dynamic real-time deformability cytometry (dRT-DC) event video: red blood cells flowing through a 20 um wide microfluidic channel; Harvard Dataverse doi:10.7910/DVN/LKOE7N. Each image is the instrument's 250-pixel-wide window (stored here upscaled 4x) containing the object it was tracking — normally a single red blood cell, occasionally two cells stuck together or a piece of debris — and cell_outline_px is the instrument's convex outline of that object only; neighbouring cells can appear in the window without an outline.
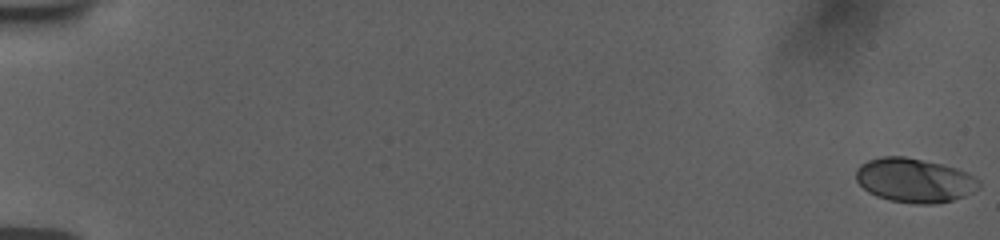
{"species": "human", "species_latin": "Homo sapiens", "temperature_condition": "room temperature", "stored_images_in_passage": 57, "camera_frame_rate_fps": 3000, "um_per_image_px": 0.085, "donor": {"sex": "female"}, "frame": {"image": 1, "passage_image": 1, "time_ms": 0.0, "image_size_px": [1000, 240], "cell_outline_px": [[980, 188], [964, 196], [940, 204], [916, 204], [888, 200], [876, 196], [868, 192], [856, 180], [856, 168], [860, 164], [868, 160], [880, 156], [904, 156], [940, 164], [956, 168], [968, 172], [976, 176], [980, 180]], "centroid_in_image_um": [77.74, 15.33], "position_along_channel_um": 7.3, "area_um2": 31.96}}
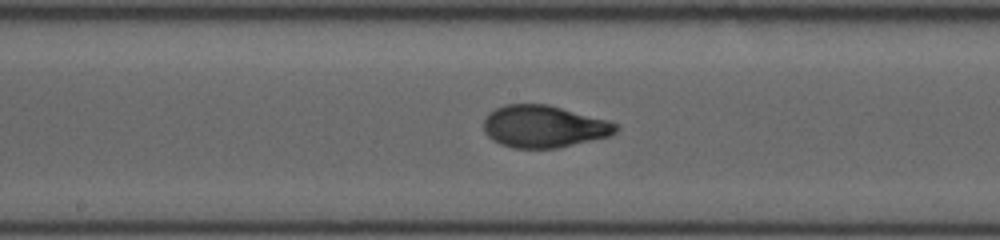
{"frame": {"image": 2, "passage_image": 32, "time_ms": 10.333, "image_size_px": [1000, 240], "cell_outline_px": [[620, 128], [612, 136], [560, 148], [512, 148], [500, 144], [492, 140], [484, 132], [484, 120], [488, 112], [504, 104], [548, 104], [608, 120], [616, 124]], "centroid_in_image_um": [46.24, 10.76], "position_along_channel_um": 202.0, "area_um2": 32.89}}
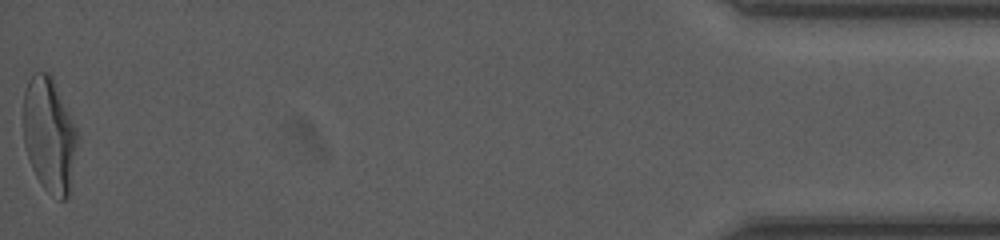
{"frame": {"image": 3, "passage_image": 57, "time_ms": 18.667, "image_size_px": [1000, 240], "cell_outline_px": [[80, 136], [68, 196], [64, 200], [60, 200], [52, 196], [40, 184], [32, 168], [24, 144], [24, 92], [28, 80], [36, 72], [48, 72], [52, 76]], "centroid_in_image_um": [4.21, 11.49], "position_along_channel_um": 431.0, "area_um2": 36.3}, "authors_computed_cell_mechanics": {"area_um2": 31.9634, "velocity_mm_per_s": 3.7638, "shape_relaxation_time_tau1_ms": 3.9087, "shape_relaxation_time_tau2_ms": 0.7213, "deformation_change_tau1": 0.1685, "deformation_change_tau2": 0.0552}}